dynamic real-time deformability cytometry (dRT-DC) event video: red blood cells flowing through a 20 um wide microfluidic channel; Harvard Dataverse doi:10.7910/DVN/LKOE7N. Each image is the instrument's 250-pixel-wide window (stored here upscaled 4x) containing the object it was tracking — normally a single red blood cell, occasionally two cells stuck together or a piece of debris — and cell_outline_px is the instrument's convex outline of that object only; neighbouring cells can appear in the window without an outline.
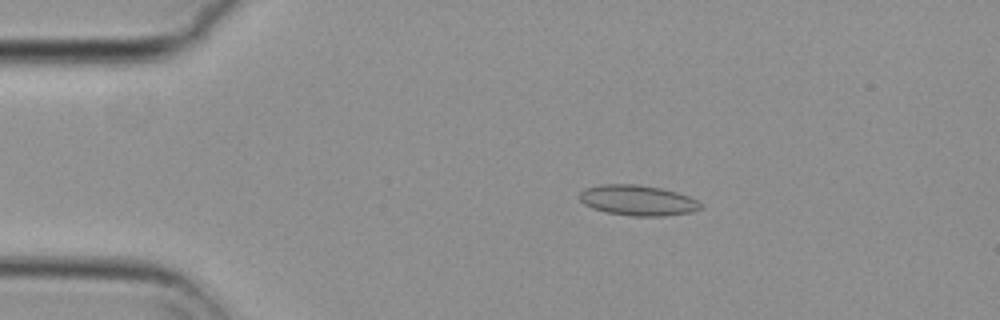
{"species": "common noctule bat (a hibernating species)", "species_latin": "Nyctalus noctula", "temperature_condition": "cold", "stored_images_in_passage": 55, "camera_frame_rate_fps": 3000, "um_per_image_px": 0.085, "animal": {"sex": "female", "body_mass_g": 29.2, "forearm_length_mm": 56.3}, "frame": {"image": 1, "passage_image": 10, "time_ms": 3.0, "image_size_px": [1000, 320], "cell_outline_px": [[700, 208], [692, 212], [664, 216], [632, 216], [608, 212], [592, 208], [584, 204], [580, 200], [580, 192], [584, 188], [600, 184], [636, 184], [660, 188], [676, 192], [688, 196], [696, 200], [700, 204]], "centroid_in_image_um": [54.17, 17.02], "position_along_channel_um": 30.8, "area_um2": 21.33}}
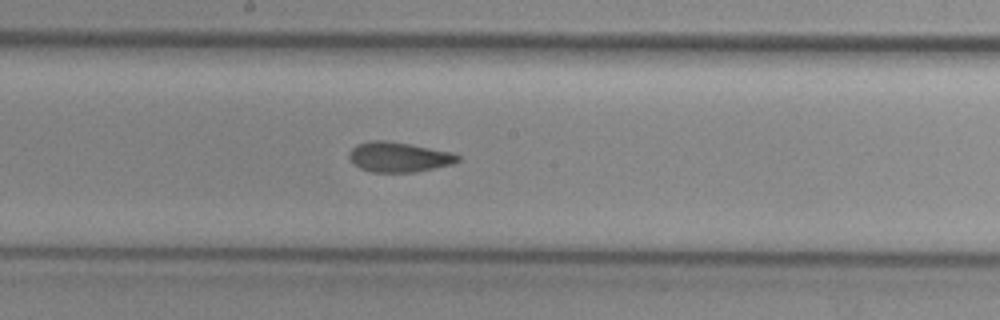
{"frame": {"image": 2, "passage_image": 29, "time_ms": 9.333, "image_size_px": [1000, 320], "cell_outline_px": [[460, 160], [452, 164], [416, 172], [372, 172], [360, 168], [348, 156], [348, 152], [356, 144], [372, 140], [384, 140], [408, 144], [452, 152], [460, 156]], "centroid_in_image_um": [33.9, 13.35], "position_along_channel_um": 214.3, "area_um2": 18.84}}
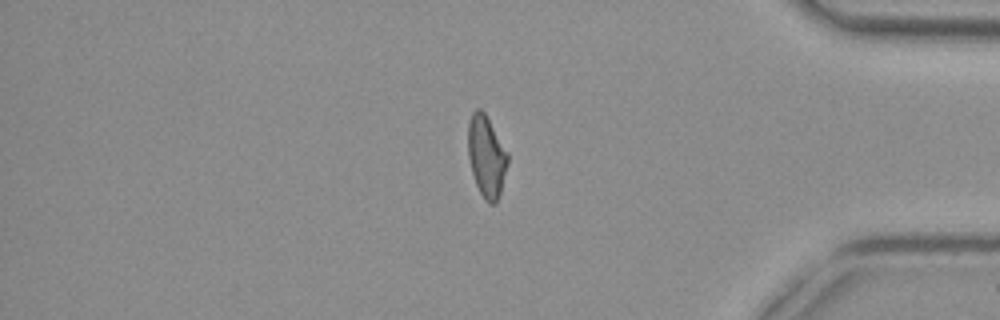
{"frame": {"image": 3, "passage_image": 46, "time_ms": 15.0, "image_size_px": [1000, 320], "cell_outline_px": [[508, 164], [500, 192], [496, 200], [492, 204], [488, 204], [484, 200], [476, 184], [472, 172], [468, 156], [468, 124], [472, 112], [476, 108], [480, 108], [484, 112], [508, 152]], "centroid_in_image_um": [41.34, 13.27], "position_along_channel_um": 393.9, "area_um2": 18.73}, "authors_computed_cell_mechanics": {"area_um2": 19.363, "velocity_mm_per_s": 3.6905, "shape_relaxation_time_tau1_ms": null, "shape_relaxation_time_tau2_ms": 3.0154, "deformation_change_tau1": null, "deformation_change_tau2": 0.0926}}